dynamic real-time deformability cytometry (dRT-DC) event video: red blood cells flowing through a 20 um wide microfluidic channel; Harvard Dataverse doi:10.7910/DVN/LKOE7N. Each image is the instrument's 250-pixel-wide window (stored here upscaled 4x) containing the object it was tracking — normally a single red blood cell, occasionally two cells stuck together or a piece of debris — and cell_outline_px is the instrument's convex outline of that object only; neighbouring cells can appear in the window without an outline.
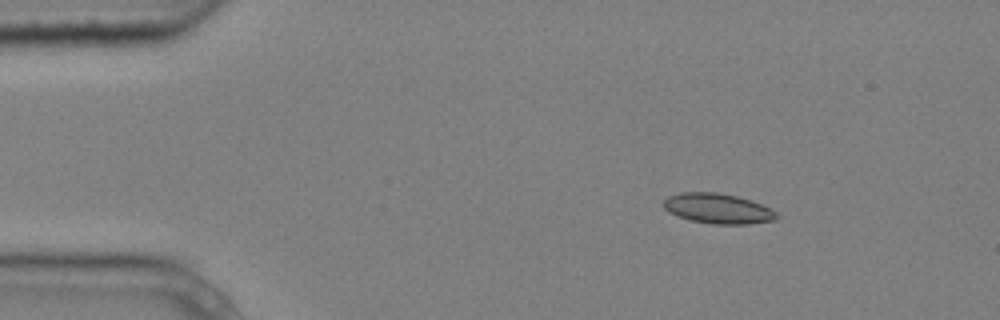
{"species": "common noctule bat (a hibernating species)", "species_latin": "Nyctalus noctula", "temperature_condition": "cold", "stored_images_in_passage": 4, "camera_frame_rate_fps": 3000, "um_per_image_px": 0.085, "animal": {"sex": "male", "body_mass_g": 20.4}, "frame": {"image": 1, "passage_image": 2, "time_ms": 0.333, "image_size_px": [1000, 320], "cell_outline_px": [[780, 216], [776, 220], [748, 224], [712, 224], [692, 220], [668, 212], [664, 208], [664, 200], [668, 196], [680, 192], [716, 192], [736, 196], [760, 204], [776, 212]], "centroid_in_image_um": [61.02, 17.73], "position_along_channel_um": 24.0, "area_um2": 19.65}}